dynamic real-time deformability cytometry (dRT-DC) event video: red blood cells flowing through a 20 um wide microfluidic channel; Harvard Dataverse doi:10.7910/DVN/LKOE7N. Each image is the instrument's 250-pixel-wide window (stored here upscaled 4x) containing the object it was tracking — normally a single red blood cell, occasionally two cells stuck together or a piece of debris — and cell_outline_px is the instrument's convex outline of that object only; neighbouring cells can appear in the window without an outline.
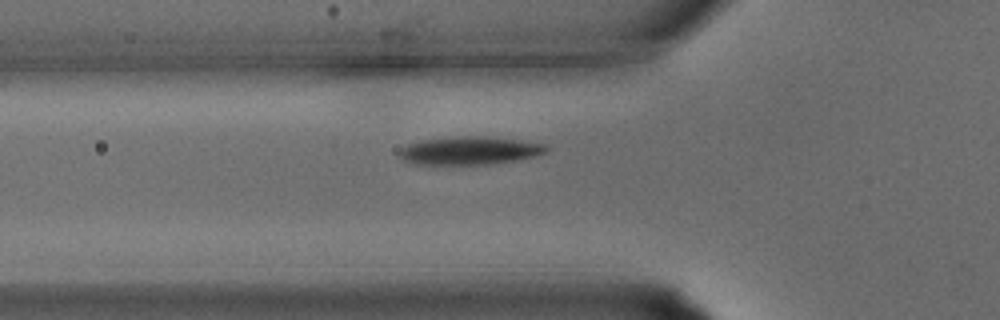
{"species": "common noctule bat (a hibernating species)", "species_latin": "Nyctalus noctula", "temperature_condition": "warm", "stored_images_in_passage": 20, "camera_frame_rate_fps": 3000, "um_per_image_px": 0.085, "animal": {"sex": "male", "body_mass_g": 15.6}, "frame": {"image": 1, "passage_image": 2, "time_ms": 0.333, "image_size_px": [1000, 320], "cell_outline_px": [[548, 152], [516, 160], [488, 164], [416, 164], [404, 160], [396, 156], [396, 152], [400, 148], [408, 144], [424, 140], [456, 136], [488, 136], [548, 144]], "centroid_in_image_um": [39.89, 12.79], "position_along_channel_um": 85.9, "area_um2": 24.1}}
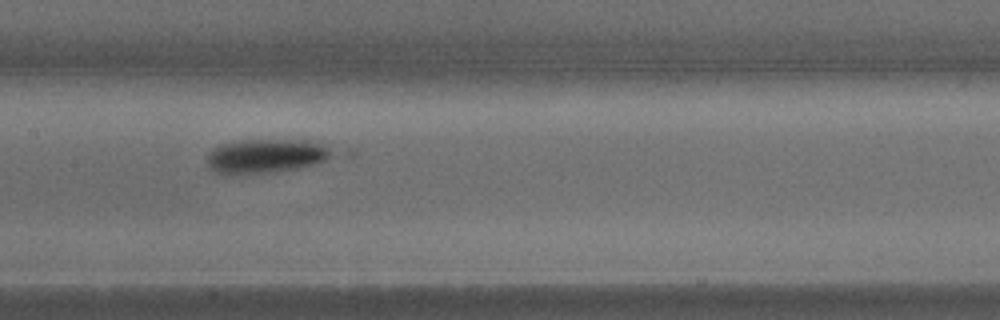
{"frame": {"image": 2, "passage_image": 7, "time_ms": 2.0, "image_size_px": [1000, 320], "cell_outline_px": [[332, 156], [324, 160], [300, 168], [276, 172], [228, 176], [212, 172], [208, 168], [208, 156], [212, 148], [224, 144], [240, 140], [304, 140], [320, 144]], "centroid_in_image_um": [22.46, 13.3], "position_along_channel_um": 184.9, "area_um2": 24.8}}
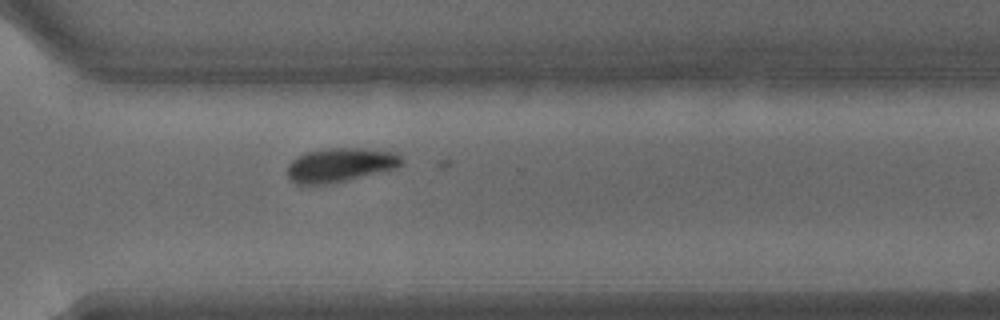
{"frame": {"image": 3, "passage_image": 15, "time_ms": 4.667, "image_size_px": [1000, 320], "cell_outline_px": [[404, 164], [396, 168], [328, 184], [296, 184], [288, 176], [288, 164], [296, 156], [304, 152], [332, 148], [360, 148], [392, 152], [400, 156], [404, 160]], "centroid_in_image_um": [28.9, 14.01], "position_along_channel_um": 341.7, "area_um2": 22.43}}